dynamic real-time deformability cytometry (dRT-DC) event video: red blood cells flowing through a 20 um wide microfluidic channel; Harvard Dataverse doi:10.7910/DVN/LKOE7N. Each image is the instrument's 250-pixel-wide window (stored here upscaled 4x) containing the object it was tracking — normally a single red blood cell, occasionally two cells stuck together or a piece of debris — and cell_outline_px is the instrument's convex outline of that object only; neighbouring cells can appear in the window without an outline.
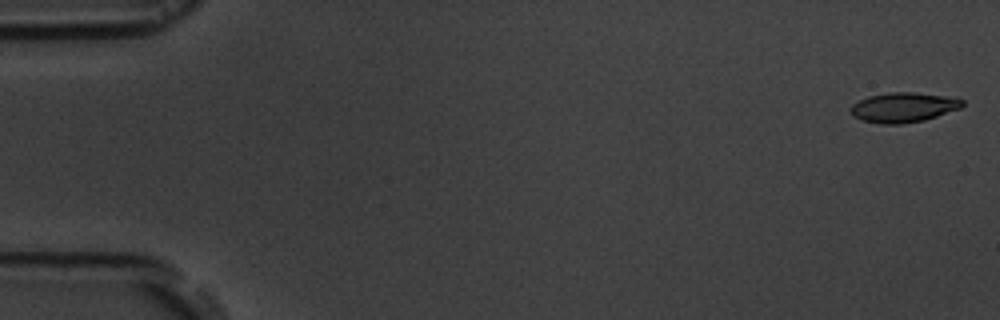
{"species": "common noctule bat (a hibernating species)", "species_latin": "Nyctalus noctula", "temperature_condition": "room temperature", "stored_images_in_passage": 55, "camera_frame_rate_fps": 3000, "um_per_image_px": 0.085, "animal": {"sex": "male", "body_mass_g": 19.5, "forearm_length_mm": 54.6}, "frame": {"image": 1, "passage_image": 1, "time_ms": 0.0, "image_size_px": [1000, 320], "cell_outline_px": [[964, 104], [960, 108], [924, 120], [900, 124], [880, 124], [860, 120], [848, 108], [852, 104], [868, 96], [888, 92], [912, 92], [956, 96], [964, 100]], "centroid_in_image_um": [76.82, 9.11], "position_along_channel_um": 8.2, "area_um2": 19.59}}
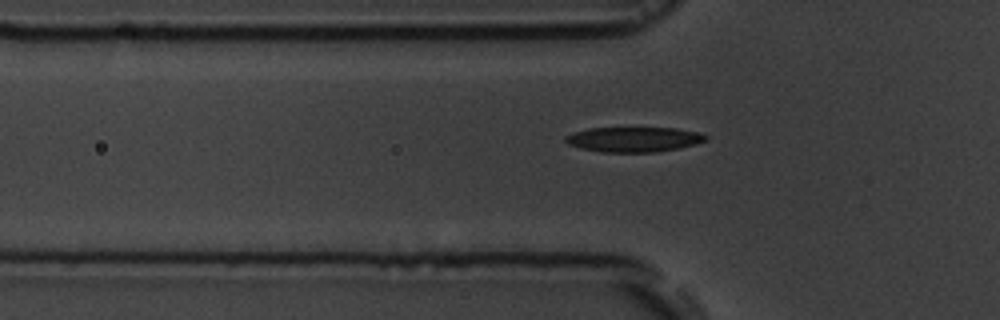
{"frame": {"image": 2, "passage_image": 18, "time_ms": 5.667, "image_size_px": [1000, 320], "cell_outline_px": [[708, 140], [696, 144], [680, 148], [656, 152], [604, 152], [580, 148], [568, 144], [564, 140], [564, 136], [572, 132], [588, 128], [676, 128], [700, 132], [708, 136]], "centroid_in_image_um": [53.88, 11.84], "position_along_channel_um": 71.9, "area_um2": 20.63}}
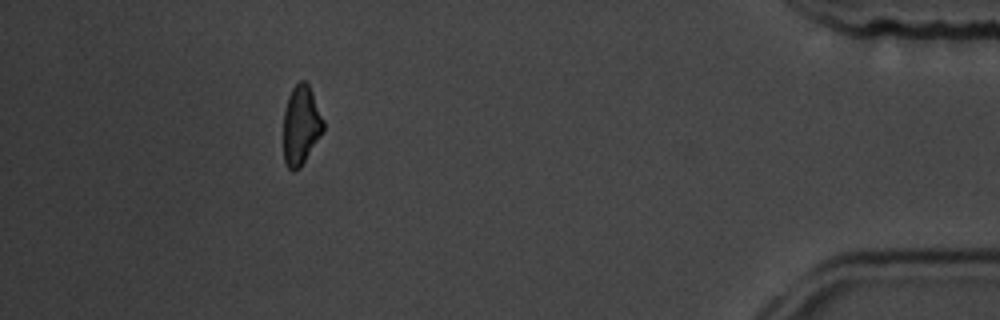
{"frame": {"image": 3, "passage_image": 50, "time_ms": 16.333, "image_size_px": [1000, 320], "cell_outline_px": [[324, 132], [300, 168], [292, 172], [288, 168], [284, 160], [284, 112], [288, 96], [292, 88], [300, 80], [304, 80], [308, 84], [312, 92], [324, 120]], "centroid_in_image_um": [25.6, 10.66], "position_along_channel_um": 409.6, "area_um2": 18.55}, "authors_computed_cell_mechanics": {"area_um2": 19.8832, "velocity_mm_per_s": 3.6962, "shape_relaxation_time_tau1_ms": 3.8023, "shape_relaxation_time_tau2_ms": 4.3891, "deformation_change_tau1": 0.1385, "deformation_change_tau2": 0.1205}}